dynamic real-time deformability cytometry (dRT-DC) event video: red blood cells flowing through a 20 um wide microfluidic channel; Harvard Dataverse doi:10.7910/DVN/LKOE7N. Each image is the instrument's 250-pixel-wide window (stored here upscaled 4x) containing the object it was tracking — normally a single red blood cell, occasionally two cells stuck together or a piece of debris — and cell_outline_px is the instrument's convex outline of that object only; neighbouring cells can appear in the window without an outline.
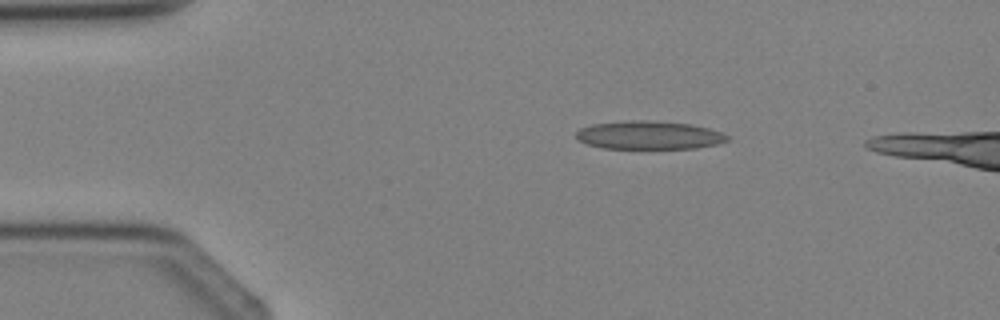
{"species": "Egyptian fruit bat (a non-hibernating species)", "species_latin": "Rousettus aegyptiacus", "temperature_condition": "cold", "stored_images_in_passage": 2, "camera_frame_rate_fps": 3000, "um_per_image_px": 0.085, "animal": {"sex": "female"}, "frame": {"image": 1, "passage_image": 1, "time_ms": 0.0, "image_size_px": [1000, 320], "cell_outline_px": [[728, 140], [716, 144], [696, 148], [604, 148], [588, 144], [580, 140], [576, 136], [576, 132], [580, 128], [592, 124], [632, 120], [648, 120], [688, 124], [708, 128], [720, 132], [728, 136]], "centroid_in_image_um": [55.15, 11.48], "position_along_channel_um": 29.8, "area_um2": 24.57}}